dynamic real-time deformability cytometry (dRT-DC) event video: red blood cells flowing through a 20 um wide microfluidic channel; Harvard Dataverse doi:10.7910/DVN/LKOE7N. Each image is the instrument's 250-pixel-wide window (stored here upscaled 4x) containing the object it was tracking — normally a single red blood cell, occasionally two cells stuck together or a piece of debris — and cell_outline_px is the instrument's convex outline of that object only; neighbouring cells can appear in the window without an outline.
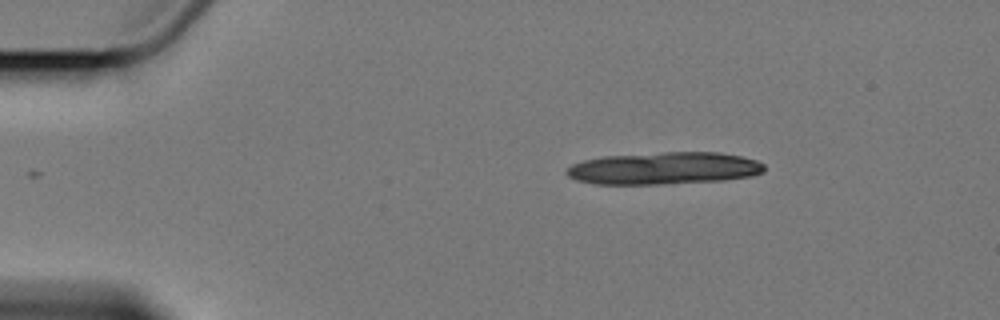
{"species": "Egyptian fruit bat (a non-hibernating species)", "species_latin": "Rousettus aegyptiacus", "temperature_condition": "cold", "stored_images_in_passage": 6, "camera_frame_rate_fps": 3000, "um_per_image_px": 0.085, "animal": {"sex": "female"}, "frame": {"image": 1, "passage_image": 3, "time_ms": 2.333, "image_size_px": [1000, 320], "cell_outline_px": [[764, 172], [752, 176], [724, 180], [656, 184], [596, 184], [576, 180], [568, 176], [564, 172], [572, 164], [584, 160], [604, 156], [660, 152], [720, 152], [740, 156], [756, 160], [764, 164]], "centroid_in_image_um": [56.44, 14.3], "position_along_channel_um": 28.6, "area_um2": 37.22}}